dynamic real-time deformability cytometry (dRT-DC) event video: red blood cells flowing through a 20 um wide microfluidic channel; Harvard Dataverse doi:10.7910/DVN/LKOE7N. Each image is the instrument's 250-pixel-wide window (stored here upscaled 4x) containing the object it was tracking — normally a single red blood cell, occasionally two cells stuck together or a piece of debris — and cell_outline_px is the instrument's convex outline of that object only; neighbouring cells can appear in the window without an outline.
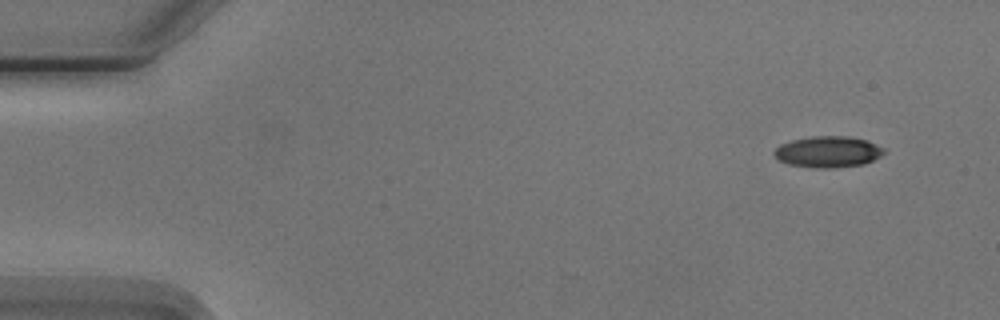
{"species": "Egyptian fruit bat (a non-hibernating species)", "species_latin": "Rousettus aegyptiacus", "temperature_condition": "cold", "stored_images_in_passage": 6, "camera_frame_rate_fps": 3000, "um_per_image_px": 0.085, "animal": {"sex": "male"}, "frame": {"image": 1, "passage_image": 1, "time_ms": 0.0, "image_size_px": [1000, 320], "cell_outline_px": [[884, 152], [880, 156], [864, 164], [832, 168], [812, 168], [788, 164], [780, 160], [772, 152], [780, 144], [792, 140], [812, 136], [848, 136], [864, 140], [884, 148]], "centroid_in_image_um": [70.35, 12.91], "position_along_channel_um": 14.7, "area_um2": 19.83}}
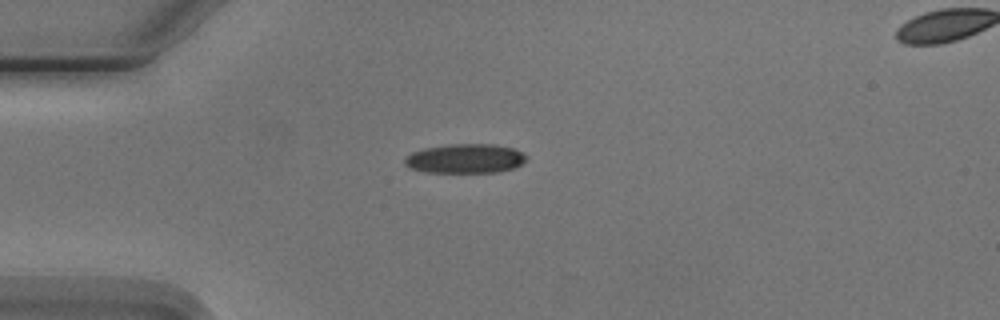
{"frame": {"image": 2, "passage_image": 4, "time_ms": 3.333, "image_size_px": [1000, 320], "cell_outline_px": [[528, 160], [516, 168], [496, 172], [424, 172], [408, 168], [404, 164], [404, 156], [412, 152], [424, 148], [452, 144], [492, 144], [512, 148], [528, 156]], "centroid_in_image_um": [39.53, 13.48], "position_along_channel_um": 45.5, "area_um2": 20.98}}
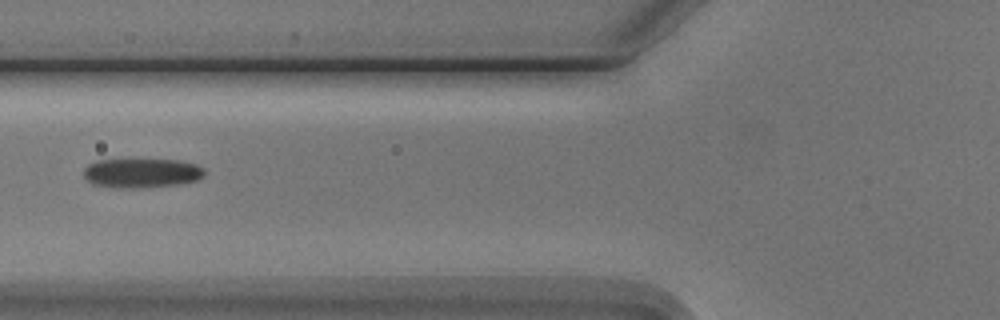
{"frame": {"image": 3, "passage_image": 6, "time_ms": 5.667, "image_size_px": [1000, 320], "cell_outline_px": [[204, 176], [196, 180], [180, 184], [140, 188], [120, 188], [92, 184], [84, 176], [84, 168], [88, 164], [96, 160], [176, 160], [196, 164], [204, 168]], "centroid_in_image_um": [12.04, 14.71], "position_along_channel_um": 113.8, "area_um2": 20.63}}